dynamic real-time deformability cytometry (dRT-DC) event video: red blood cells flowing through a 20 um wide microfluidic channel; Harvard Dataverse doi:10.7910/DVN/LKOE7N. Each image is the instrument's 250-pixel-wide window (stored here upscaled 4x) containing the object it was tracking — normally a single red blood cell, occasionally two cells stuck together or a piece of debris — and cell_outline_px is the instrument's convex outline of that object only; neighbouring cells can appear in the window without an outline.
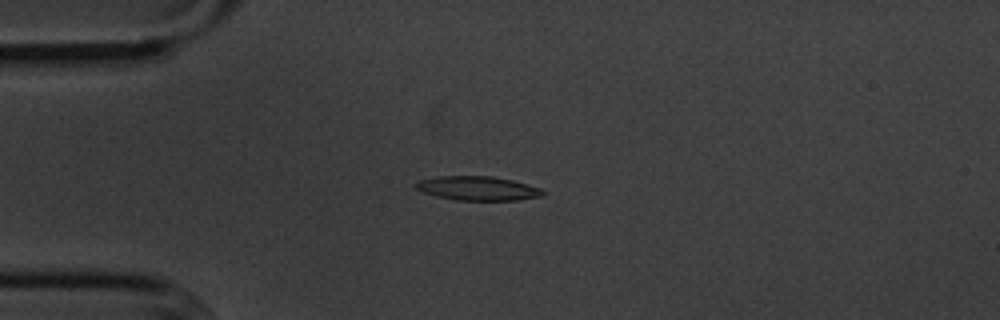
{"species": "common noctule bat (a hibernating species)", "species_latin": "Nyctalus noctula", "temperature_condition": "cold", "stored_images_in_passage": 10, "camera_frame_rate_fps": 3000, "um_per_image_px": 0.085, "animal": {"sex": "male", "body_mass_g": 20.1, "forearm_length_mm": 53.5}, "frame": {"image": 1, "passage_image": 3, "time_ms": 2.333, "image_size_px": [1000, 320], "cell_outline_px": [[544, 196], [516, 200], [456, 200], [436, 196], [424, 192], [416, 188], [416, 184], [420, 180], [440, 176], [492, 176], [512, 180], [540, 188], [544, 192]], "centroid_in_image_um": [40.63, 16.01], "position_along_channel_um": 44.4, "area_um2": 17.63}}
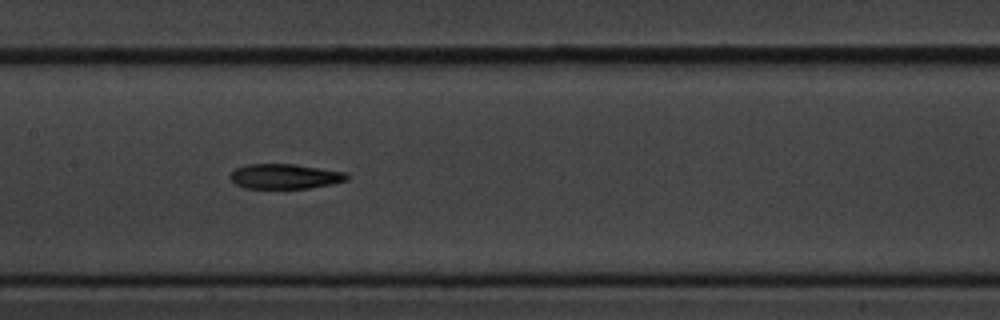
{"frame": {"image": 2, "passage_image": 7, "time_ms": 6.667, "image_size_px": [1000, 320], "cell_outline_px": [[348, 180], [332, 184], [308, 188], [244, 188], [236, 184], [228, 176], [236, 168], [248, 164], [296, 164], [344, 172], [348, 176]], "centroid_in_image_um": [24.2, 14.99], "position_along_channel_um": 183.2, "area_um2": 16.88}}
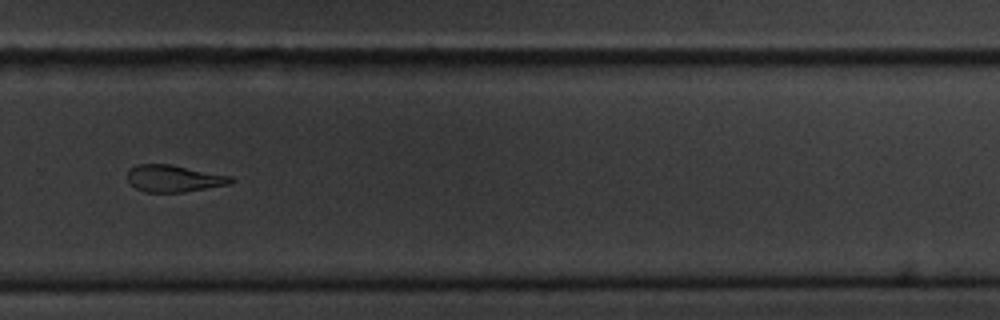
{"frame": {"image": 3, "passage_image": 10, "time_ms": 10.333, "image_size_px": [1000, 320], "cell_outline_px": [[236, 180], [228, 184], [180, 192], [144, 192], [136, 188], [128, 180], [128, 168], [136, 164], [168, 164], [232, 176]], "centroid_in_image_um": [14.74, 15.16], "position_along_channel_um": 315.1, "area_um2": 16.01}}